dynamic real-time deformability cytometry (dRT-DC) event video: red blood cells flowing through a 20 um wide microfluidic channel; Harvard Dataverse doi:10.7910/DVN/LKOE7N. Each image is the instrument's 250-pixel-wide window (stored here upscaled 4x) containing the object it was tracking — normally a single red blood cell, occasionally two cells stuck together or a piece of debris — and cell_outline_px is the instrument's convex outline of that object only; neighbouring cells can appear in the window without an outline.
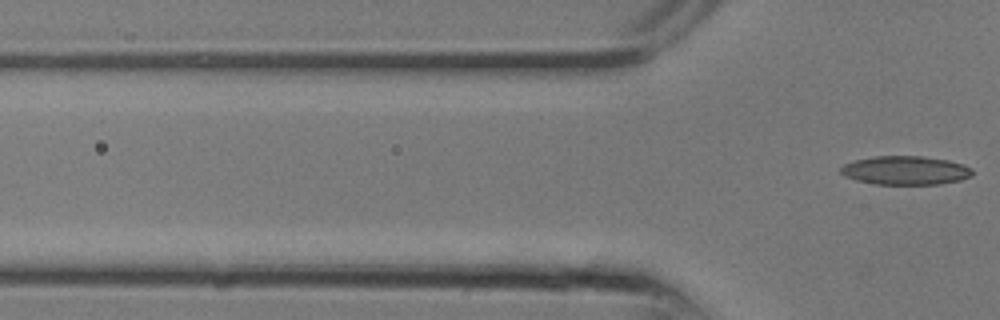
{"species": "common noctule bat (a hibernating species)", "species_latin": "Nyctalus noctula", "temperature_condition": "room temperature", "stored_images_in_passage": 10, "segment_of_instrument_passage": [2, 2], "camera_frame_rate_fps": 3000, "um_per_image_px": 0.085, "animal": {"sex": "male", "body_mass_g": 13.3}, "frame": {"image": 1, "passage_image": 10, "time_ms": 3.0, "image_size_px": [1000, 320], "cell_outline_px": [[972, 176], [960, 180], [940, 184], [872, 184], [856, 180], [844, 176], [840, 172], [840, 168], [844, 164], [856, 160], [876, 156], [920, 156], [948, 160], [964, 164], [972, 168]], "centroid_in_image_um": [76.97, 14.49], "position_along_channel_um": 48.8, "area_um2": 22.08}}